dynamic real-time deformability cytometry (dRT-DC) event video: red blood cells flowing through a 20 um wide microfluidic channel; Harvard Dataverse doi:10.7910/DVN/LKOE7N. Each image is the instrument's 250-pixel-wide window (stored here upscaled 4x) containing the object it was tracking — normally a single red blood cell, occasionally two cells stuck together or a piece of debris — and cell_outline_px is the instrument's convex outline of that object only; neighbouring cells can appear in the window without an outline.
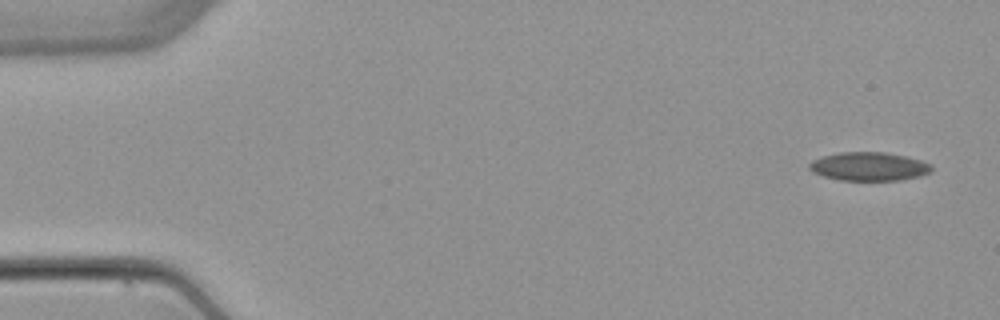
{"species": "common noctule bat (a hibernating species)", "species_latin": "Nyctalus noctula", "temperature_condition": "warm", "stored_images_in_passage": 7, "camera_frame_rate_fps": 3000, "um_per_image_px": 0.085, "animal": {"sex": "female", "body_mass_g": 22.7, "forearm_length_mm": 54.2}, "frame": {"image": 1, "passage_image": 1, "time_ms": 0.0, "image_size_px": [1000, 320], "cell_outline_px": [[932, 172], [920, 176], [900, 180], [840, 180], [824, 176], [812, 172], [808, 168], [808, 164], [812, 160], [820, 156], [840, 152], [884, 152], [904, 156], [920, 160], [932, 164]], "centroid_in_image_um": [73.84, 14.15], "position_along_channel_um": 11.2, "area_um2": 20.46}}
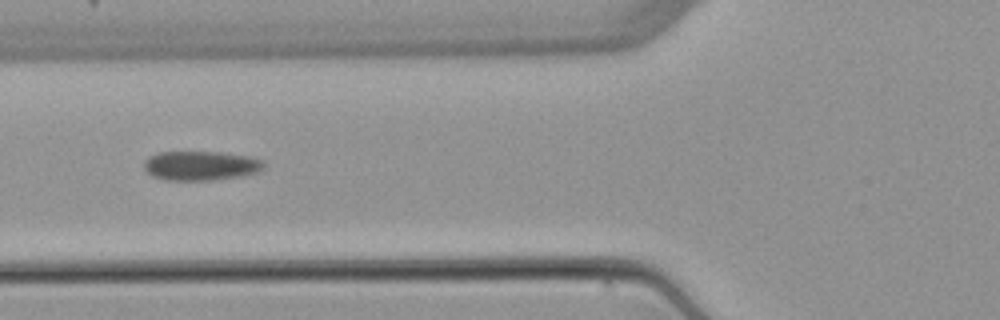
{"frame": {"image": 2, "passage_image": 6, "time_ms": 6.0, "image_size_px": [1000, 320], "cell_outline_px": [[264, 168], [256, 172], [240, 176], [216, 180], [164, 180], [152, 176], [144, 168], [144, 160], [156, 152], [220, 152], [248, 156], [264, 160]], "centroid_in_image_um": [17.05, 14.08], "position_along_channel_um": 108.7, "area_um2": 20.58}}
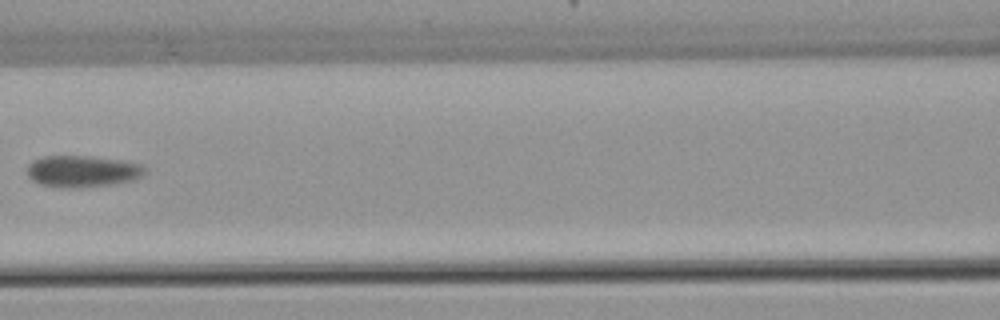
{"frame": {"image": 3, "passage_image": 7, "time_ms": 7.333, "image_size_px": [1000, 320], "cell_outline_px": [[148, 172], [132, 180], [112, 184], [72, 188], [40, 184], [32, 180], [24, 172], [28, 164], [32, 160], [44, 156], [92, 156], [120, 160], [140, 164], [148, 168]], "centroid_in_image_um": [6.98, 14.54], "position_along_channel_um": 159.6, "area_um2": 21.79}}